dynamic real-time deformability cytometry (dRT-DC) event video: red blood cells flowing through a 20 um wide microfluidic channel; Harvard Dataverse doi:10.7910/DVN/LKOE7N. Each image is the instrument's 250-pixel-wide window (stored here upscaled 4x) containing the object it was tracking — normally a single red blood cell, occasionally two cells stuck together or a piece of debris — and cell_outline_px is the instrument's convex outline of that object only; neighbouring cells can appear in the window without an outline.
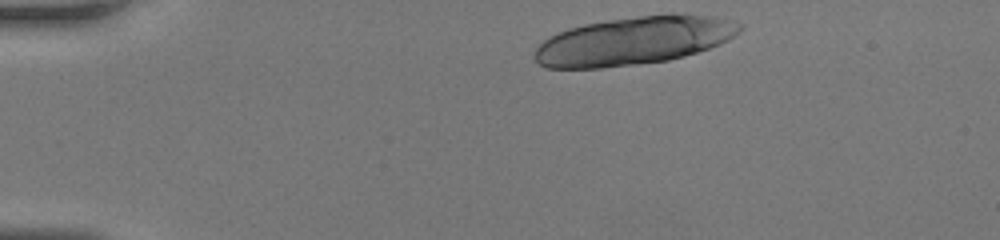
{"species": "human", "species_latin": "Homo sapiens", "temperature_condition": "room temperature", "stored_images_in_passage": 10, "camera_frame_rate_fps": 3000, "um_per_image_px": 0.085, "donor": {"sex": "female"}, "frame": {"image": 1, "passage_image": 1, "time_ms": 0.0, "image_size_px": [1000, 240], "cell_outline_px": [[740, 28], [728, 40], [720, 44], [684, 56], [668, 60], [636, 64], [600, 68], [548, 68], [540, 64], [532, 56], [536, 48], [548, 36], [568, 28], [584, 24], [608, 20], [668, 12], [672, 12], [704, 16], [724, 20], [740, 24]], "centroid_in_image_um": [53.79, 3.46], "position_along_channel_um": 31.2, "area_um2": 57.16}}